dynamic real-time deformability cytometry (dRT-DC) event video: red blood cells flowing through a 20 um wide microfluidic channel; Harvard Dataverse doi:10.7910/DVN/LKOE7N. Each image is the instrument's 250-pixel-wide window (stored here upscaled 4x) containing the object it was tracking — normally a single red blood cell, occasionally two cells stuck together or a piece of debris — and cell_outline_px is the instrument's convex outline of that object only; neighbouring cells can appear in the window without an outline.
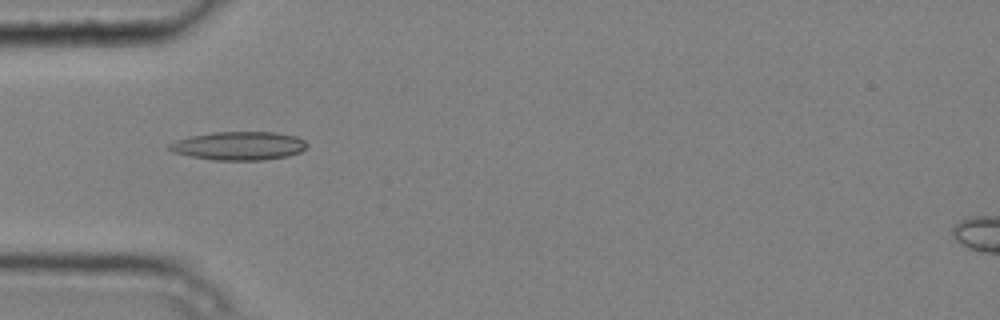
{"species": "common noctule bat (a hibernating species)", "species_latin": "Nyctalus noctula", "temperature_condition": "cold", "stored_images_in_passage": 8, "camera_frame_rate_fps": 3000, "um_per_image_px": 0.085, "animal": {"sex": "male", "body_mass_g": 20.4}, "frame": {"image": 1, "passage_image": 3, "time_ms": 0.667, "image_size_px": [1000, 320], "cell_outline_px": [[308, 144], [300, 152], [288, 156], [264, 160], [212, 160], [172, 152], [168, 148], [168, 144], [176, 140], [188, 136], [212, 132], [276, 132], [296, 136], [304, 140]], "centroid_in_image_um": [20.29, 12.39], "position_along_channel_um": 64.7, "area_um2": 22.95}}
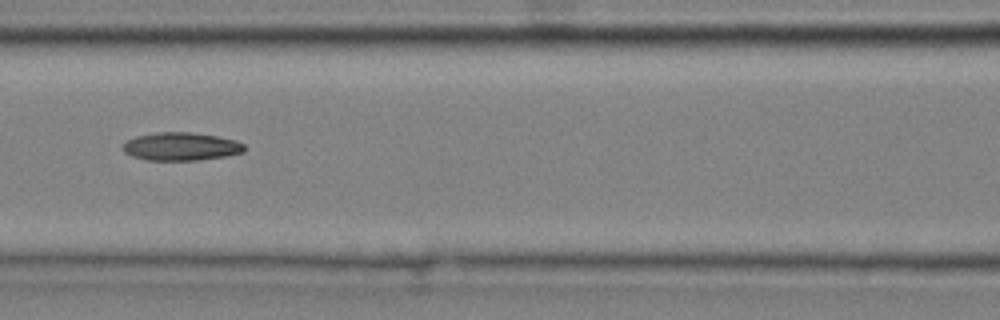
{"frame": {"image": 2, "passage_image": 5, "time_ms": 1.333, "image_size_px": [1000, 320], "cell_outline_px": [[244, 152], [224, 156], [200, 160], [148, 160], [132, 156], [124, 152], [120, 148], [128, 140], [136, 136], [156, 132], [188, 132], [216, 136], [236, 140], [244, 144]], "centroid_in_image_um": [15.36, 12.45], "position_along_channel_um": 151.2, "area_um2": 19.83}}
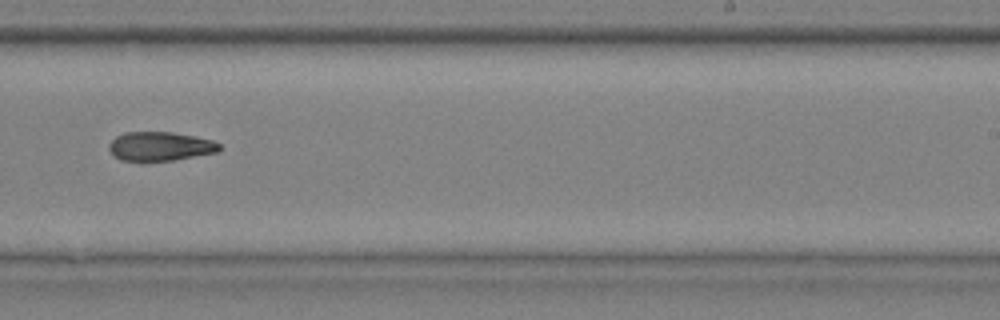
{"frame": {"image": 3, "passage_image": 8, "time_ms": 2.333, "image_size_px": [1000, 320], "cell_outline_px": [[220, 148], [216, 152], [176, 160], [140, 164], [120, 160], [112, 156], [108, 148], [108, 144], [116, 136], [124, 132], [172, 132], [212, 140], [220, 144]], "centroid_in_image_um": [13.51, 12.49], "position_along_channel_um": 275.5, "area_um2": 19.36}}